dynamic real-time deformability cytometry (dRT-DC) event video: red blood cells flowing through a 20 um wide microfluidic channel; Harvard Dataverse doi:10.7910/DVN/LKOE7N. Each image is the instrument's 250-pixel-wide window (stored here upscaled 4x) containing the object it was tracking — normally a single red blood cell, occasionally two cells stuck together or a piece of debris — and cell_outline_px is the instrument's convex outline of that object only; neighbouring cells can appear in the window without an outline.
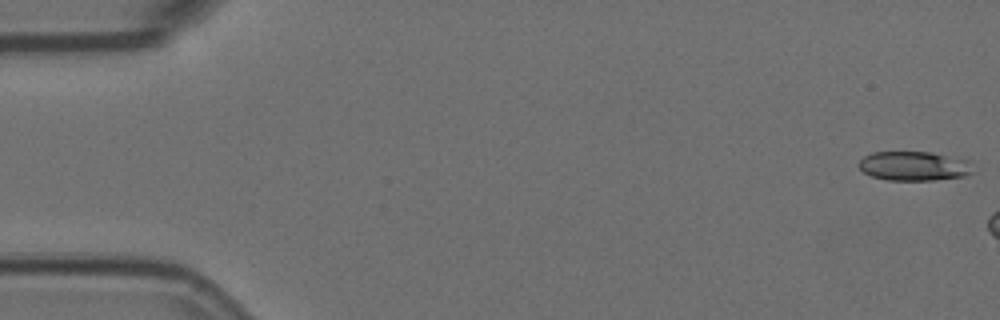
{"species": "Egyptian fruit bat (a non-hibernating species)", "species_latin": "Rousettus aegyptiacus", "temperature_condition": "room temperature", "stored_images_in_passage": 5, "camera_frame_rate_fps": 3000, "um_per_image_px": 0.085, "animal": {"sex": "female"}, "frame": {"image": 1, "passage_image": 1, "time_ms": 0.0, "image_size_px": [1000, 320], "cell_outline_px": [[972, 172], [964, 176], [936, 180], [888, 180], [872, 176], [864, 172], [860, 168], [860, 160], [864, 156], [872, 152], [932, 152], [968, 160]], "centroid_in_image_um": [77.68, 14.11], "position_along_channel_um": 7.3, "area_um2": 19.31}}